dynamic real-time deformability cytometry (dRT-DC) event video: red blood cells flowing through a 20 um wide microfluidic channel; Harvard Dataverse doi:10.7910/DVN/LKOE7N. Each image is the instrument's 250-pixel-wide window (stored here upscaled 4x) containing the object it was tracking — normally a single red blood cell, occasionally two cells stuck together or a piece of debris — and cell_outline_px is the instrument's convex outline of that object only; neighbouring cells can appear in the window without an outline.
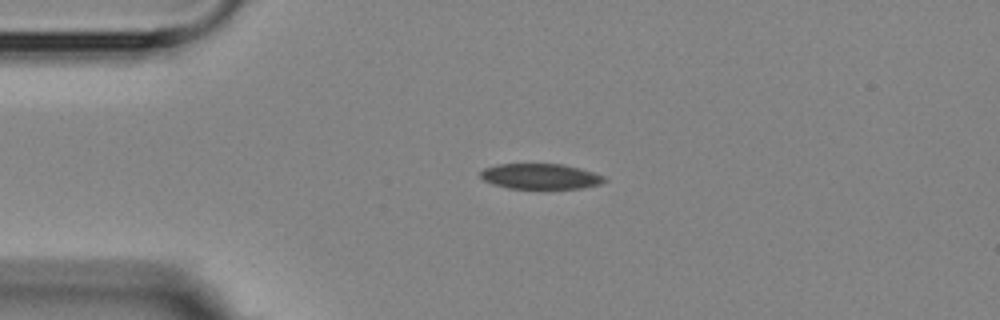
{"species": "Egyptian fruit bat (a non-hibernating species)", "species_latin": "Rousettus aegyptiacus", "temperature_condition": "room temperature", "stored_images_in_passage": 4, "camera_frame_rate_fps": 3000, "um_per_image_px": 0.085, "animal": {"sex": "female"}, "frame": {"image": 1, "passage_image": 2, "time_ms": 1.0, "image_size_px": [1000, 320], "cell_outline_px": [[608, 180], [600, 184], [580, 188], [508, 188], [492, 184], [484, 180], [480, 176], [480, 172], [484, 168], [496, 164], [564, 164], [580, 168], [604, 176]], "centroid_in_image_um": [45.92, 14.98], "position_along_channel_um": 39.1, "area_um2": 18.32}}
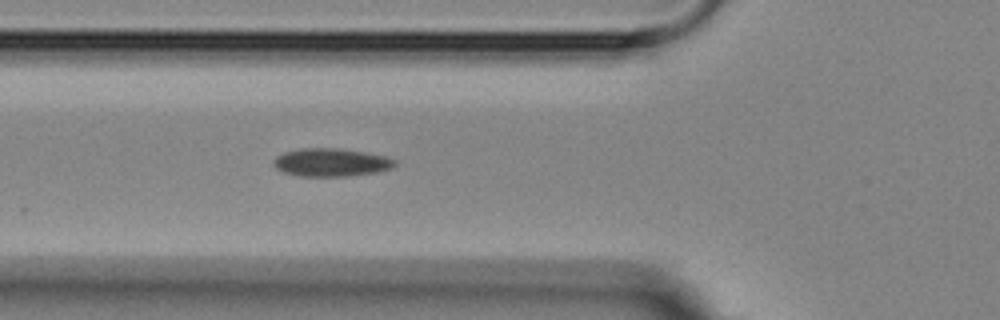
{"frame": {"image": 2, "passage_image": 4, "time_ms": 3.333, "image_size_px": [1000, 320], "cell_outline_px": [[396, 164], [392, 168], [376, 172], [348, 176], [300, 176], [284, 172], [276, 168], [272, 164], [272, 160], [276, 156], [284, 152], [300, 148], [336, 148], [364, 152], [384, 156], [396, 160]], "centroid_in_image_um": [28.11, 13.8], "position_along_channel_um": 97.7, "area_um2": 19.83}}